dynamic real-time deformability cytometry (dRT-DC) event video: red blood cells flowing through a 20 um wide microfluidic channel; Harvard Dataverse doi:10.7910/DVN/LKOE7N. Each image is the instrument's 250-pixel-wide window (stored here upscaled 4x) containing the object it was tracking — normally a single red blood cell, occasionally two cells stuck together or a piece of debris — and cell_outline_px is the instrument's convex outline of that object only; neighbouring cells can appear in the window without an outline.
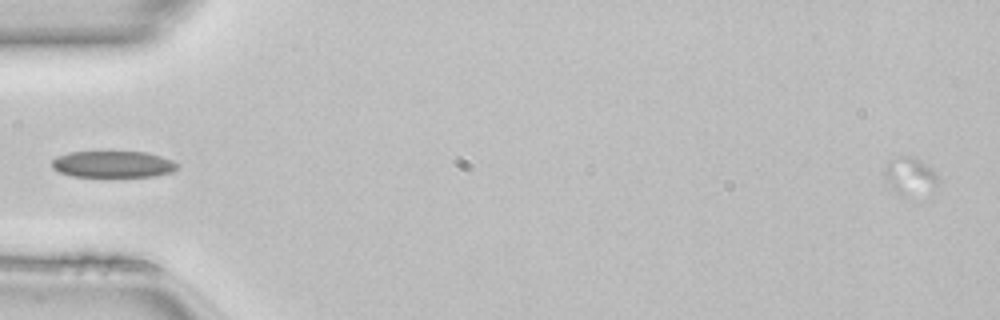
{"species": "common noctule bat (a hibernating species)", "species_latin": "Nyctalus noctula", "temperature_condition": "room temperature", "stored_images_in_passage": 19, "camera_frame_rate_fps": 3000, "um_per_image_px": 0.085, "animal": {"sex": "female", "body_mass_g": 22.7, "forearm_length_mm": 54.2}, "frame": {"image": 1, "passage_image": 1, "time_ms": 0.0, "image_size_px": [1000, 320], "cell_outline_px": [[940, 180], [936, 184], [900, 196], [896, 192], [888, 180], [884, 172], [884, 164], [888, 160], [896, 156], [916, 156], [932, 168], [940, 176]], "centroid_in_image_um": [77.31, 14.82], "position_along_channel_um": 7.7, "area_um2": 11.1}}